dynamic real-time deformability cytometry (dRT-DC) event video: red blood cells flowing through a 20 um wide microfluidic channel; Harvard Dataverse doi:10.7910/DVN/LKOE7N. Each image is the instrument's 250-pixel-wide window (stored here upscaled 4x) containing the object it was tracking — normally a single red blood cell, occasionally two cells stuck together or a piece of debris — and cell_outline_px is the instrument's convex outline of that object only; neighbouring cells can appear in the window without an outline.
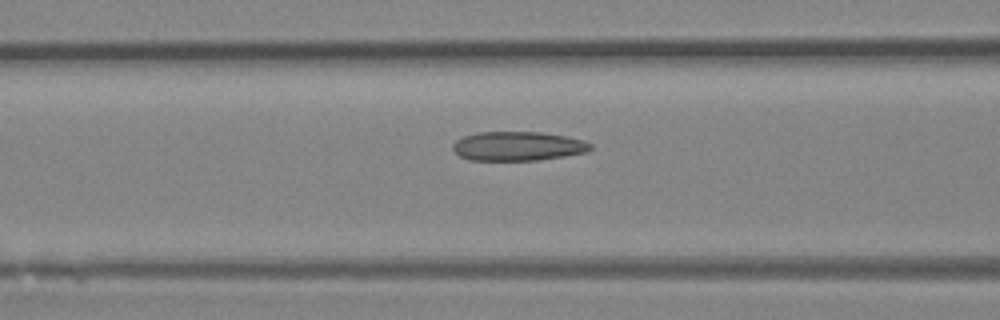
{"species": "Egyptian fruit bat (a non-hibernating species)", "species_latin": "Rousettus aegyptiacus", "temperature_condition": "room temperature", "stored_images_in_passage": 16, "camera_frame_rate_fps": 3000, "um_per_image_px": 0.085, "animal": {"sex": "female"}, "frame": {"image": 1, "passage_image": 14, "time_ms": 4.333, "image_size_px": [1000, 320], "cell_outline_px": [[592, 148], [588, 152], [564, 156], [536, 160], [468, 160], [460, 156], [452, 148], [452, 144], [456, 140], [464, 136], [476, 132], [540, 132], [568, 136], [584, 140], [592, 144]], "centroid_in_image_um": [44.03, 12.42], "position_along_channel_um": 122.6, "area_um2": 23.52}}